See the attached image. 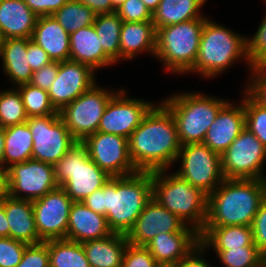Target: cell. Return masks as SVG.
Returning a JSON list of instances; mask_svg holds the SVG:
<instances>
[{
    "instance_id": "6da1fadb",
    "label": "cell",
    "mask_w": 266,
    "mask_h": 267,
    "mask_svg": "<svg viewBox=\"0 0 266 267\" xmlns=\"http://www.w3.org/2000/svg\"><path fill=\"white\" fill-rule=\"evenodd\" d=\"M152 199V172L111 177L103 188L82 202L96 213L106 216L112 233L127 235L137 217Z\"/></svg>"
},
{
    "instance_id": "7a4b0ae2",
    "label": "cell",
    "mask_w": 266,
    "mask_h": 267,
    "mask_svg": "<svg viewBox=\"0 0 266 267\" xmlns=\"http://www.w3.org/2000/svg\"><path fill=\"white\" fill-rule=\"evenodd\" d=\"M130 159L137 171L170 169L181 144L171 112L160 102L144 117L128 139Z\"/></svg>"
},
{
    "instance_id": "3957f363",
    "label": "cell",
    "mask_w": 266,
    "mask_h": 267,
    "mask_svg": "<svg viewBox=\"0 0 266 267\" xmlns=\"http://www.w3.org/2000/svg\"><path fill=\"white\" fill-rule=\"evenodd\" d=\"M266 197V179H225L207 196L204 226H251Z\"/></svg>"
},
{
    "instance_id": "277c9868",
    "label": "cell",
    "mask_w": 266,
    "mask_h": 267,
    "mask_svg": "<svg viewBox=\"0 0 266 267\" xmlns=\"http://www.w3.org/2000/svg\"><path fill=\"white\" fill-rule=\"evenodd\" d=\"M241 59L248 64V70L253 68L247 57V37L207 18L201 33L198 56L189 73L214 78Z\"/></svg>"
},
{
    "instance_id": "5b68a950",
    "label": "cell",
    "mask_w": 266,
    "mask_h": 267,
    "mask_svg": "<svg viewBox=\"0 0 266 267\" xmlns=\"http://www.w3.org/2000/svg\"><path fill=\"white\" fill-rule=\"evenodd\" d=\"M169 170L152 172V198L187 226L201 232L207 216V195Z\"/></svg>"
},
{
    "instance_id": "8992f818",
    "label": "cell",
    "mask_w": 266,
    "mask_h": 267,
    "mask_svg": "<svg viewBox=\"0 0 266 267\" xmlns=\"http://www.w3.org/2000/svg\"><path fill=\"white\" fill-rule=\"evenodd\" d=\"M227 102L193 91L174 93L161 101L174 117L181 145L203 143L209 127Z\"/></svg>"
},
{
    "instance_id": "52a82bcc",
    "label": "cell",
    "mask_w": 266,
    "mask_h": 267,
    "mask_svg": "<svg viewBox=\"0 0 266 267\" xmlns=\"http://www.w3.org/2000/svg\"><path fill=\"white\" fill-rule=\"evenodd\" d=\"M208 17L172 24L156 30L155 57L164 71L189 74L195 65L203 25Z\"/></svg>"
},
{
    "instance_id": "ba28073f",
    "label": "cell",
    "mask_w": 266,
    "mask_h": 267,
    "mask_svg": "<svg viewBox=\"0 0 266 267\" xmlns=\"http://www.w3.org/2000/svg\"><path fill=\"white\" fill-rule=\"evenodd\" d=\"M55 179L73 202H82L111 178L89 157L82 142H77L54 165Z\"/></svg>"
},
{
    "instance_id": "9c48e42d",
    "label": "cell",
    "mask_w": 266,
    "mask_h": 267,
    "mask_svg": "<svg viewBox=\"0 0 266 267\" xmlns=\"http://www.w3.org/2000/svg\"><path fill=\"white\" fill-rule=\"evenodd\" d=\"M178 161L181 167L174 172L207 196L225 180L221 155L203 143L181 145Z\"/></svg>"
},
{
    "instance_id": "30bf717a",
    "label": "cell",
    "mask_w": 266,
    "mask_h": 267,
    "mask_svg": "<svg viewBox=\"0 0 266 267\" xmlns=\"http://www.w3.org/2000/svg\"><path fill=\"white\" fill-rule=\"evenodd\" d=\"M117 91L101 88L96 83L59 112L65 126L78 142L97 132L107 103Z\"/></svg>"
},
{
    "instance_id": "8fae6325",
    "label": "cell",
    "mask_w": 266,
    "mask_h": 267,
    "mask_svg": "<svg viewBox=\"0 0 266 267\" xmlns=\"http://www.w3.org/2000/svg\"><path fill=\"white\" fill-rule=\"evenodd\" d=\"M265 162V146L247 128L221 154L225 179H266Z\"/></svg>"
},
{
    "instance_id": "7c38bea8",
    "label": "cell",
    "mask_w": 266,
    "mask_h": 267,
    "mask_svg": "<svg viewBox=\"0 0 266 267\" xmlns=\"http://www.w3.org/2000/svg\"><path fill=\"white\" fill-rule=\"evenodd\" d=\"M27 123L33 135L34 160L54 166L78 142L59 114L30 117Z\"/></svg>"
},
{
    "instance_id": "4fadbf2b",
    "label": "cell",
    "mask_w": 266,
    "mask_h": 267,
    "mask_svg": "<svg viewBox=\"0 0 266 267\" xmlns=\"http://www.w3.org/2000/svg\"><path fill=\"white\" fill-rule=\"evenodd\" d=\"M119 88L103 112L97 132L116 134L129 139L148 112L156 105L144 99L126 96Z\"/></svg>"
},
{
    "instance_id": "5bb4252c",
    "label": "cell",
    "mask_w": 266,
    "mask_h": 267,
    "mask_svg": "<svg viewBox=\"0 0 266 267\" xmlns=\"http://www.w3.org/2000/svg\"><path fill=\"white\" fill-rule=\"evenodd\" d=\"M82 143L89 157L111 177L137 173L129 155L128 139L123 136L96 132L88 135Z\"/></svg>"
},
{
    "instance_id": "9a60e30c",
    "label": "cell",
    "mask_w": 266,
    "mask_h": 267,
    "mask_svg": "<svg viewBox=\"0 0 266 267\" xmlns=\"http://www.w3.org/2000/svg\"><path fill=\"white\" fill-rule=\"evenodd\" d=\"M9 196L35 200L59 187L54 166L30 159L8 168Z\"/></svg>"
},
{
    "instance_id": "2e32d148",
    "label": "cell",
    "mask_w": 266,
    "mask_h": 267,
    "mask_svg": "<svg viewBox=\"0 0 266 267\" xmlns=\"http://www.w3.org/2000/svg\"><path fill=\"white\" fill-rule=\"evenodd\" d=\"M72 203L60 186L43 197L32 200L35 226L42 242L66 239Z\"/></svg>"
},
{
    "instance_id": "e0dca14e",
    "label": "cell",
    "mask_w": 266,
    "mask_h": 267,
    "mask_svg": "<svg viewBox=\"0 0 266 267\" xmlns=\"http://www.w3.org/2000/svg\"><path fill=\"white\" fill-rule=\"evenodd\" d=\"M95 71L85 64L67 60L59 62L56 79L47 91L57 112L74 101L97 82Z\"/></svg>"
},
{
    "instance_id": "ac0fdd59",
    "label": "cell",
    "mask_w": 266,
    "mask_h": 267,
    "mask_svg": "<svg viewBox=\"0 0 266 267\" xmlns=\"http://www.w3.org/2000/svg\"><path fill=\"white\" fill-rule=\"evenodd\" d=\"M186 226L177 215L152 198L137 217L126 238L131 245L146 246L156 235L162 232H180Z\"/></svg>"
},
{
    "instance_id": "d6986e66",
    "label": "cell",
    "mask_w": 266,
    "mask_h": 267,
    "mask_svg": "<svg viewBox=\"0 0 266 267\" xmlns=\"http://www.w3.org/2000/svg\"><path fill=\"white\" fill-rule=\"evenodd\" d=\"M239 103V105H234L235 103H231L229 100L219 110L203 141V144L207 145L209 149L220 155L228 149L245 128L244 95Z\"/></svg>"
},
{
    "instance_id": "ffe728a7",
    "label": "cell",
    "mask_w": 266,
    "mask_h": 267,
    "mask_svg": "<svg viewBox=\"0 0 266 267\" xmlns=\"http://www.w3.org/2000/svg\"><path fill=\"white\" fill-rule=\"evenodd\" d=\"M199 244V232L186 226L180 232L156 235L145 247L161 267H172Z\"/></svg>"
},
{
    "instance_id": "44dd1931",
    "label": "cell",
    "mask_w": 266,
    "mask_h": 267,
    "mask_svg": "<svg viewBox=\"0 0 266 267\" xmlns=\"http://www.w3.org/2000/svg\"><path fill=\"white\" fill-rule=\"evenodd\" d=\"M112 234L106 216L96 213L83 202H73L69 211L66 239L85 242L101 239Z\"/></svg>"
},
{
    "instance_id": "7402d4cb",
    "label": "cell",
    "mask_w": 266,
    "mask_h": 267,
    "mask_svg": "<svg viewBox=\"0 0 266 267\" xmlns=\"http://www.w3.org/2000/svg\"><path fill=\"white\" fill-rule=\"evenodd\" d=\"M70 60L85 64L94 71L115 63L103 52L94 25L80 28L69 34Z\"/></svg>"
},
{
    "instance_id": "603a6c76",
    "label": "cell",
    "mask_w": 266,
    "mask_h": 267,
    "mask_svg": "<svg viewBox=\"0 0 266 267\" xmlns=\"http://www.w3.org/2000/svg\"><path fill=\"white\" fill-rule=\"evenodd\" d=\"M38 16L24 0L0 3V34L3 39L31 38Z\"/></svg>"
},
{
    "instance_id": "cb8c5ba5",
    "label": "cell",
    "mask_w": 266,
    "mask_h": 267,
    "mask_svg": "<svg viewBox=\"0 0 266 267\" xmlns=\"http://www.w3.org/2000/svg\"><path fill=\"white\" fill-rule=\"evenodd\" d=\"M3 207L9 224V237L26 244L42 242L36 230L31 200L8 196L3 200Z\"/></svg>"
},
{
    "instance_id": "d4e9b609",
    "label": "cell",
    "mask_w": 266,
    "mask_h": 267,
    "mask_svg": "<svg viewBox=\"0 0 266 267\" xmlns=\"http://www.w3.org/2000/svg\"><path fill=\"white\" fill-rule=\"evenodd\" d=\"M52 59V61L70 60L69 34L53 16L37 18L31 37Z\"/></svg>"
},
{
    "instance_id": "484cf974",
    "label": "cell",
    "mask_w": 266,
    "mask_h": 267,
    "mask_svg": "<svg viewBox=\"0 0 266 267\" xmlns=\"http://www.w3.org/2000/svg\"><path fill=\"white\" fill-rule=\"evenodd\" d=\"M156 29L152 21L122 22L120 33V60H132L148 52L155 57Z\"/></svg>"
},
{
    "instance_id": "4316f807",
    "label": "cell",
    "mask_w": 266,
    "mask_h": 267,
    "mask_svg": "<svg viewBox=\"0 0 266 267\" xmlns=\"http://www.w3.org/2000/svg\"><path fill=\"white\" fill-rule=\"evenodd\" d=\"M31 38L3 39L0 58L9 81L17 86L30 83L33 70L29 65L27 48Z\"/></svg>"
},
{
    "instance_id": "83f0119b",
    "label": "cell",
    "mask_w": 266,
    "mask_h": 267,
    "mask_svg": "<svg viewBox=\"0 0 266 267\" xmlns=\"http://www.w3.org/2000/svg\"><path fill=\"white\" fill-rule=\"evenodd\" d=\"M81 244L91 267H122L128 241L126 235L112 233Z\"/></svg>"
},
{
    "instance_id": "f1b7e54d",
    "label": "cell",
    "mask_w": 266,
    "mask_h": 267,
    "mask_svg": "<svg viewBox=\"0 0 266 267\" xmlns=\"http://www.w3.org/2000/svg\"><path fill=\"white\" fill-rule=\"evenodd\" d=\"M199 234L200 243L213 250L256 246L251 226H204Z\"/></svg>"
},
{
    "instance_id": "f546056e",
    "label": "cell",
    "mask_w": 266,
    "mask_h": 267,
    "mask_svg": "<svg viewBox=\"0 0 266 267\" xmlns=\"http://www.w3.org/2000/svg\"><path fill=\"white\" fill-rule=\"evenodd\" d=\"M207 0H161L152 14L155 29L193 19L205 18L201 7Z\"/></svg>"
},
{
    "instance_id": "4dcf8cb0",
    "label": "cell",
    "mask_w": 266,
    "mask_h": 267,
    "mask_svg": "<svg viewBox=\"0 0 266 267\" xmlns=\"http://www.w3.org/2000/svg\"><path fill=\"white\" fill-rule=\"evenodd\" d=\"M5 147L3 164L9 168L14 164L32 159L33 135L27 122L4 128Z\"/></svg>"
},
{
    "instance_id": "1f68e13d",
    "label": "cell",
    "mask_w": 266,
    "mask_h": 267,
    "mask_svg": "<svg viewBox=\"0 0 266 267\" xmlns=\"http://www.w3.org/2000/svg\"><path fill=\"white\" fill-rule=\"evenodd\" d=\"M122 22L118 14L113 12L97 14L93 24L100 38L103 52L115 64L120 62V33Z\"/></svg>"
},
{
    "instance_id": "d6a6232c",
    "label": "cell",
    "mask_w": 266,
    "mask_h": 267,
    "mask_svg": "<svg viewBox=\"0 0 266 267\" xmlns=\"http://www.w3.org/2000/svg\"><path fill=\"white\" fill-rule=\"evenodd\" d=\"M50 267H91L81 243L67 239L46 241Z\"/></svg>"
},
{
    "instance_id": "836d02e7",
    "label": "cell",
    "mask_w": 266,
    "mask_h": 267,
    "mask_svg": "<svg viewBox=\"0 0 266 267\" xmlns=\"http://www.w3.org/2000/svg\"><path fill=\"white\" fill-rule=\"evenodd\" d=\"M96 15L93 10L83 3L69 0L52 16L68 34H72L80 28L93 25Z\"/></svg>"
},
{
    "instance_id": "e575fe53",
    "label": "cell",
    "mask_w": 266,
    "mask_h": 267,
    "mask_svg": "<svg viewBox=\"0 0 266 267\" xmlns=\"http://www.w3.org/2000/svg\"><path fill=\"white\" fill-rule=\"evenodd\" d=\"M17 89L21 94L28 118L59 114L52 106L47 90L30 83L19 85Z\"/></svg>"
},
{
    "instance_id": "d590c367",
    "label": "cell",
    "mask_w": 266,
    "mask_h": 267,
    "mask_svg": "<svg viewBox=\"0 0 266 267\" xmlns=\"http://www.w3.org/2000/svg\"><path fill=\"white\" fill-rule=\"evenodd\" d=\"M14 88L0 91L1 128L21 124L28 120L21 94L16 87Z\"/></svg>"
},
{
    "instance_id": "8d00e7d4",
    "label": "cell",
    "mask_w": 266,
    "mask_h": 267,
    "mask_svg": "<svg viewBox=\"0 0 266 267\" xmlns=\"http://www.w3.org/2000/svg\"><path fill=\"white\" fill-rule=\"evenodd\" d=\"M214 252L224 267H264V256L257 246L214 250Z\"/></svg>"
},
{
    "instance_id": "74e56055",
    "label": "cell",
    "mask_w": 266,
    "mask_h": 267,
    "mask_svg": "<svg viewBox=\"0 0 266 267\" xmlns=\"http://www.w3.org/2000/svg\"><path fill=\"white\" fill-rule=\"evenodd\" d=\"M245 128L252 132L266 148V106L257 102L244 90Z\"/></svg>"
},
{
    "instance_id": "f35d334b",
    "label": "cell",
    "mask_w": 266,
    "mask_h": 267,
    "mask_svg": "<svg viewBox=\"0 0 266 267\" xmlns=\"http://www.w3.org/2000/svg\"><path fill=\"white\" fill-rule=\"evenodd\" d=\"M259 24L253 37H247V57L252 67L266 64V16Z\"/></svg>"
},
{
    "instance_id": "ab89813d",
    "label": "cell",
    "mask_w": 266,
    "mask_h": 267,
    "mask_svg": "<svg viewBox=\"0 0 266 267\" xmlns=\"http://www.w3.org/2000/svg\"><path fill=\"white\" fill-rule=\"evenodd\" d=\"M27 245L11 237L0 238V267H16Z\"/></svg>"
},
{
    "instance_id": "60d3db41",
    "label": "cell",
    "mask_w": 266,
    "mask_h": 267,
    "mask_svg": "<svg viewBox=\"0 0 266 267\" xmlns=\"http://www.w3.org/2000/svg\"><path fill=\"white\" fill-rule=\"evenodd\" d=\"M116 13L125 22L152 21V14L142 0H125Z\"/></svg>"
},
{
    "instance_id": "b9f144b4",
    "label": "cell",
    "mask_w": 266,
    "mask_h": 267,
    "mask_svg": "<svg viewBox=\"0 0 266 267\" xmlns=\"http://www.w3.org/2000/svg\"><path fill=\"white\" fill-rule=\"evenodd\" d=\"M16 267H50L46 241L28 244L23 252L21 262Z\"/></svg>"
},
{
    "instance_id": "7bdbcfd3",
    "label": "cell",
    "mask_w": 266,
    "mask_h": 267,
    "mask_svg": "<svg viewBox=\"0 0 266 267\" xmlns=\"http://www.w3.org/2000/svg\"><path fill=\"white\" fill-rule=\"evenodd\" d=\"M122 267H161L145 246L127 244Z\"/></svg>"
},
{
    "instance_id": "ee69618b",
    "label": "cell",
    "mask_w": 266,
    "mask_h": 267,
    "mask_svg": "<svg viewBox=\"0 0 266 267\" xmlns=\"http://www.w3.org/2000/svg\"><path fill=\"white\" fill-rule=\"evenodd\" d=\"M245 90L260 104L266 106V64L254 66Z\"/></svg>"
},
{
    "instance_id": "f6af8a7d",
    "label": "cell",
    "mask_w": 266,
    "mask_h": 267,
    "mask_svg": "<svg viewBox=\"0 0 266 267\" xmlns=\"http://www.w3.org/2000/svg\"><path fill=\"white\" fill-rule=\"evenodd\" d=\"M254 244L260 253L266 256V197L261 202L251 225Z\"/></svg>"
},
{
    "instance_id": "bcb514c9",
    "label": "cell",
    "mask_w": 266,
    "mask_h": 267,
    "mask_svg": "<svg viewBox=\"0 0 266 267\" xmlns=\"http://www.w3.org/2000/svg\"><path fill=\"white\" fill-rule=\"evenodd\" d=\"M58 69V61H53L50 64L43 66L39 70L34 71L30 84L48 91L56 79Z\"/></svg>"
},
{
    "instance_id": "7dc6e473",
    "label": "cell",
    "mask_w": 266,
    "mask_h": 267,
    "mask_svg": "<svg viewBox=\"0 0 266 267\" xmlns=\"http://www.w3.org/2000/svg\"><path fill=\"white\" fill-rule=\"evenodd\" d=\"M69 0H24L28 7L38 16H52Z\"/></svg>"
},
{
    "instance_id": "c3c4849f",
    "label": "cell",
    "mask_w": 266,
    "mask_h": 267,
    "mask_svg": "<svg viewBox=\"0 0 266 267\" xmlns=\"http://www.w3.org/2000/svg\"><path fill=\"white\" fill-rule=\"evenodd\" d=\"M206 250L207 248L200 243L187 256L180 259L172 267H213L211 263L207 262L206 258H203V255L206 254Z\"/></svg>"
},
{
    "instance_id": "681fc988",
    "label": "cell",
    "mask_w": 266,
    "mask_h": 267,
    "mask_svg": "<svg viewBox=\"0 0 266 267\" xmlns=\"http://www.w3.org/2000/svg\"><path fill=\"white\" fill-rule=\"evenodd\" d=\"M27 55L33 72L53 62L49 55L32 40L28 43Z\"/></svg>"
},
{
    "instance_id": "f907efd6",
    "label": "cell",
    "mask_w": 266,
    "mask_h": 267,
    "mask_svg": "<svg viewBox=\"0 0 266 267\" xmlns=\"http://www.w3.org/2000/svg\"><path fill=\"white\" fill-rule=\"evenodd\" d=\"M88 6L96 14H106L116 12L111 0H76Z\"/></svg>"
},
{
    "instance_id": "816d5d0a",
    "label": "cell",
    "mask_w": 266,
    "mask_h": 267,
    "mask_svg": "<svg viewBox=\"0 0 266 267\" xmlns=\"http://www.w3.org/2000/svg\"><path fill=\"white\" fill-rule=\"evenodd\" d=\"M9 196V177L8 169L0 166V201Z\"/></svg>"
},
{
    "instance_id": "f5cc1de1",
    "label": "cell",
    "mask_w": 266,
    "mask_h": 267,
    "mask_svg": "<svg viewBox=\"0 0 266 267\" xmlns=\"http://www.w3.org/2000/svg\"><path fill=\"white\" fill-rule=\"evenodd\" d=\"M9 237V224L4 211L3 201H0V238Z\"/></svg>"
},
{
    "instance_id": "db71d44e",
    "label": "cell",
    "mask_w": 266,
    "mask_h": 267,
    "mask_svg": "<svg viewBox=\"0 0 266 267\" xmlns=\"http://www.w3.org/2000/svg\"><path fill=\"white\" fill-rule=\"evenodd\" d=\"M142 1L145 4L146 8L151 12V14H153L156 11L161 0H142Z\"/></svg>"
},
{
    "instance_id": "11a10c76",
    "label": "cell",
    "mask_w": 266,
    "mask_h": 267,
    "mask_svg": "<svg viewBox=\"0 0 266 267\" xmlns=\"http://www.w3.org/2000/svg\"><path fill=\"white\" fill-rule=\"evenodd\" d=\"M4 147H5L4 128L0 127V166H4L3 164Z\"/></svg>"
},
{
    "instance_id": "9f6ffc18",
    "label": "cell",
    "mask_w": 266,
    "mask_h": 267,
    "mask_svg": "<svg viewBox=\"0 0 266 267\" xmlns=\"http://www.w3.org/2000/svg\"><path fill=\"white\" fill-rule=\"evenodd\" d=\"M125 0H111L112 6L117 9Z\"/></svg>"
},
{
    "instance_id": "6f0895ef",
    "label": "cell",
    "mask_w": 266,
    "mask_h": 267,
    "mask_svg": "<svg viewBox=\"0 0 266 267\" xmlns=\"http://www.w3.org/2000/svg\"><path fill=\"white\" fill-rule=\"evenodd\" d=\"M2 43H3V38L2 35L0 34V53H1Z\"/></svg>"
},
{
    "instance_id": "680465c9",
    "label": "cell",
    "mask_w": 266,
    "mask_h": 267,
    "mask_svg": "<svg viewBox=\"0 0 266 267\" xmlns=\"http://www.w3.org/2000/svg\"><path fill=\"white\" fill-rule=\"evenodd\" d=\"M264 267H266V256L264 257Z\"/></svg>"
}]
</instances>
